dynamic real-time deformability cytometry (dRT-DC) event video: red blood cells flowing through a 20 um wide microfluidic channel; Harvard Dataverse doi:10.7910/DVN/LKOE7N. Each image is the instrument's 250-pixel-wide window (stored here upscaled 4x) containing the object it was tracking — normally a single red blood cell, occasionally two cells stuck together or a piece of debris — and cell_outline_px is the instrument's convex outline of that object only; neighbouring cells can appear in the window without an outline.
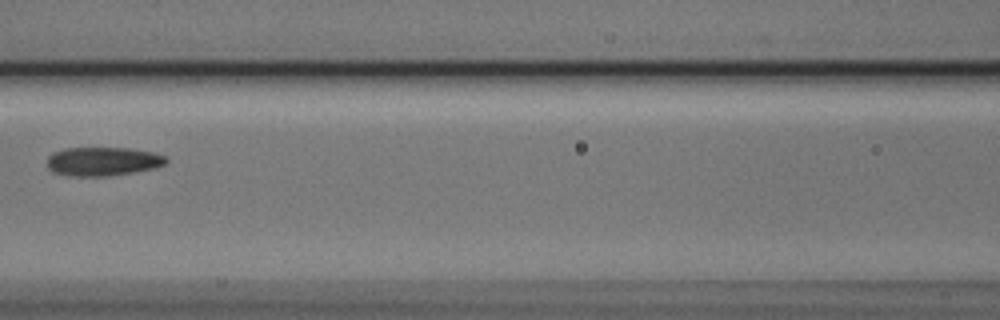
{"species": "Egyptian fruit bat (a non-hibernating species)", "species_latin": "Rousettus aegyptiacus", "temperature_condition": "cold", "stored_images_in_passage": 6, "camera_frame_rate_fps": 3000, "um_per_image_px": 0.085, "animal": {"sex": "male"}, "frame": {"image": 1, "passage_image": 5, "time_ms": 1.333, "image_size_px": [1000, 320], "cell_outline_px": [[168, 160], [164, 164], [156, 168], [108, 176], [72, 176], [52, 172], [48, 168], [48, 156], [52, 152], [64, 148], [128, 148], [152, 152], [164, 156]], "centroid_in_image_um": [8.71, 13.72], "position_along_channel_um": 157.9, "area_um2": 19.94}}
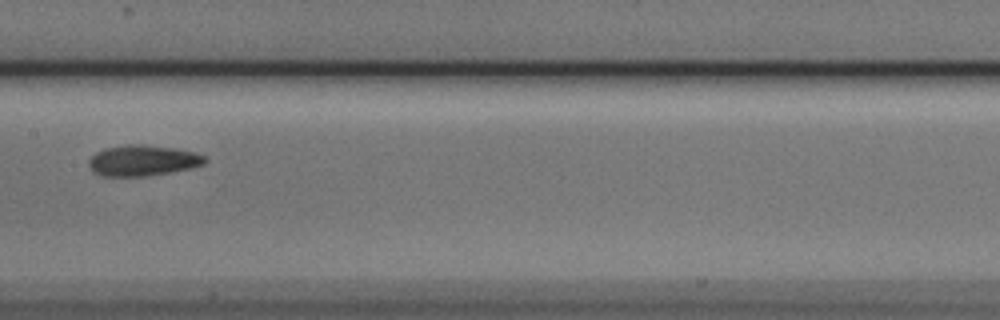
{"frame": {"image": 2, "passage_image": 6, "time_ms": 1.667, "image_size_px": [1000, 320], "cell_outline_px": [[208, 160], [204, 164], [192, 168], [144, 176], [104, 176], [92, 172], [88, 164], [88, 160], [96, 152], [104, 148], [128, 144], [140, 144], [176, 148], [192, 152], [204, 156]], "centroid_in_image_um": [12.11, 13.64], "position_along_channel_um": 195.3, "area_um2": 20.81}}